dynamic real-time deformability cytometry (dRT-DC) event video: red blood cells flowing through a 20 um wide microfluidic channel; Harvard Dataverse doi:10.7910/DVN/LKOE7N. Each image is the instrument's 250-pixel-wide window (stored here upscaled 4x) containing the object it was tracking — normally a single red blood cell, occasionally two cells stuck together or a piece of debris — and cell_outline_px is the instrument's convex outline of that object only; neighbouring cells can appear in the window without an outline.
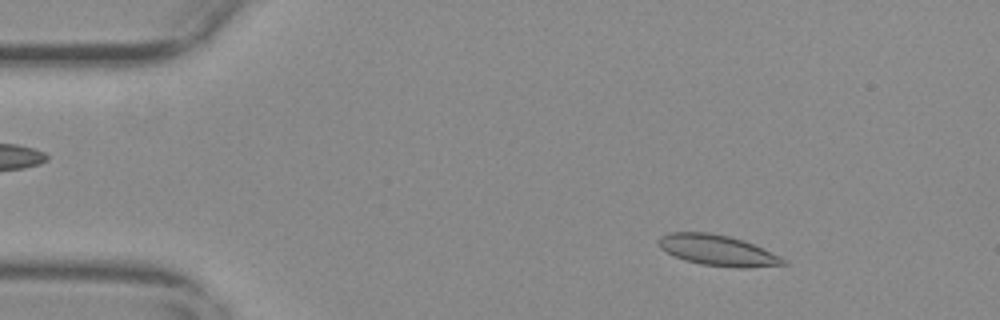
{"species": "common noctule bat (a hibernating species)", "species_latin": "Nyctalus noctula", "temperature_condition": "warm", "stored_images_in_passage": 56, "camera_frame_rate_fps": 3000, "um_per_image_px": 0.085, "animal": {"sex": "female", "body_mass_g": 29.2, "forearm_length_mm": 56.3}, "frame": {"image": 1, "passage_image": 8, "time_ms": 2.333, "image_size_px": [1000, 320], "cell_outline_px": [[788, 264], [748, 268], [736, 268], [700, 264], [684, 260], [660, 248], [660, 236], [668, 232], [708, 232], [728, 236], [744, 240], [780, 256], [788, 260]], "centroid_in_image_um": [61.04, 21.28], "position_along_channel_um": 24.0, "area_um2": 22.31}}
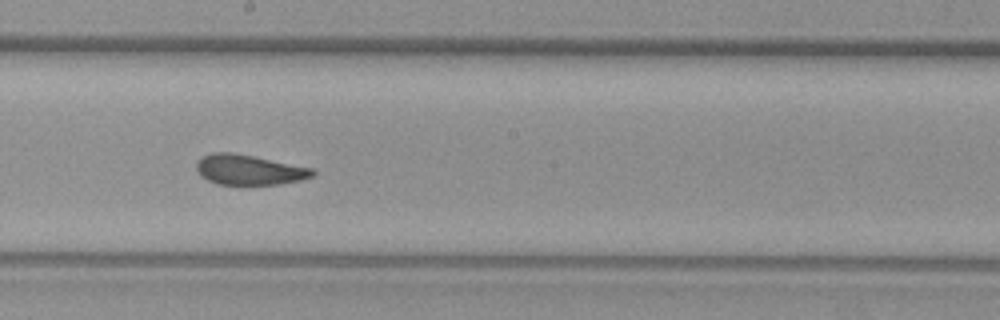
{"frame": {"image": 2, "passage_image": 31, "time_ms": 10.0, "image_size_px": [1000, 320], "cell_outline_px": [[316, 172], [312, 176], [300, 180], [280, 184], [216, 184], [200, 176], [196, 168], [196, 160], [200, 156], [212, 152], [232, 152], [316, 168]], "centroid_in_image_um": [21.16, 14.42], "position_along_channel_um": 227.0, "area_um2": 20.63}}
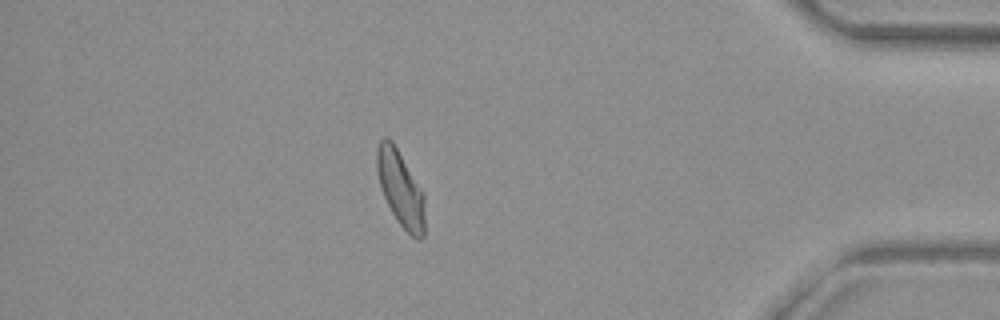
{"frame": {"image": 3, "passage_image": 49, "time_ms": 16.0, "image_size_px": [1000, 320], "cell_outline_px": [[424, 236], [420, 240], [416, 240], [396, 220], [384, 196], [380, 184], [376, 168], [376, 148], [380, 140], [384, 136], [392, 140], [424, 192]], "centroid_in_image_um": [34.05, 16.01], "position_along_channel_um": 401.2, "area_um2": 21.15}, "authors_computed_cell_mechanics": {"area_um2": 21.5883, "velocity_mm_per_s": 3.6418, "shape_relaxation_time_tau1_ms": null, "shape_relaxation_time_tau2_ms": 1.6327, "deformation_change_tau1": null, "deformation_change_tau2": 0.0575}}